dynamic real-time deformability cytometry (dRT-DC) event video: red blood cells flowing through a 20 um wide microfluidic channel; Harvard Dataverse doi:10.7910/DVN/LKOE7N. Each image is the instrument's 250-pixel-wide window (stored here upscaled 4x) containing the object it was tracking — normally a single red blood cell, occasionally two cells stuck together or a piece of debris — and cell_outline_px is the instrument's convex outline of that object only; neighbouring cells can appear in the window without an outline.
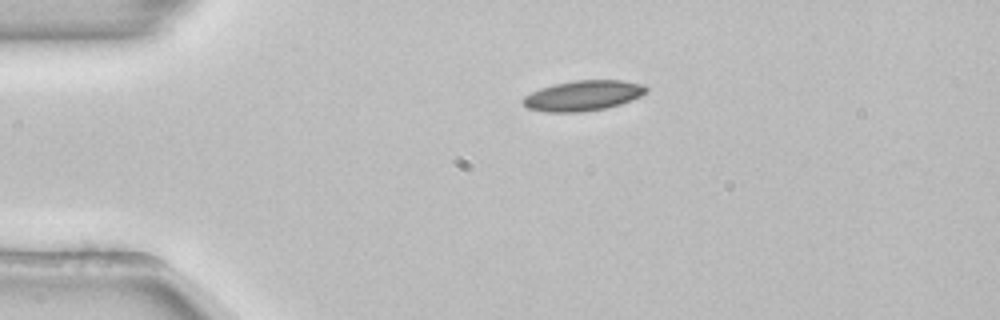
{"species": "common noctule bat (a hibernating species)", "species_latin": "Nyctalus noctula", "temperature_condition": "room temperature", "stored_images_in_passage": 43, "camera_frame_rate_fps": 3000, "um_per_image_px": 0.085, "animal": {"sex": "female", "body_mass_g": 22.7, "forearm_length_mm": 54.2}, "frame": {"image": 1, "passage_image": 1, "time_ms": 0.0, "image_size_px": [1000, 320], "cell_outline_px": [[648, 92], [632, 100], [620, 104], [604, 108], [580, 112], [544, 112], [528, 108], [520, 100], [524, 96], [540, 88], [556, 84], [576, 80], [620, 80], [644, 84], [648, 88]], "centroid_in_image_um": [49.57, 8.12], "position_along_channel_um": 35.4, "area_um2": 21.73}}
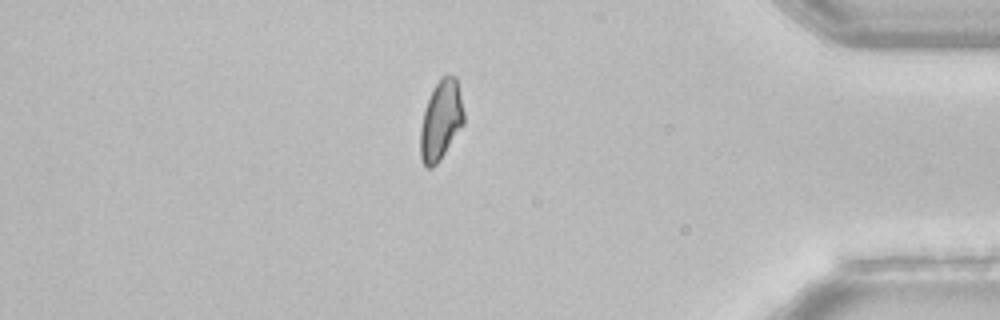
{"frame": {"image": 2, "passage_image": 35, "time_ms": 11.333, "image_size_px": [1000, 320], "cell_outline_px": [[464, 124], [440, 160], [432, 168], [428, 168], [424, 164], [420, 156], [420, 128], [424, 112], [432, 88], [444, 76], [456, 76], [464, 112]], "centroid_in_image_um": [37.48, 10.25], "position_along_channel_um": 397.7, "area_um2": 20.0}}
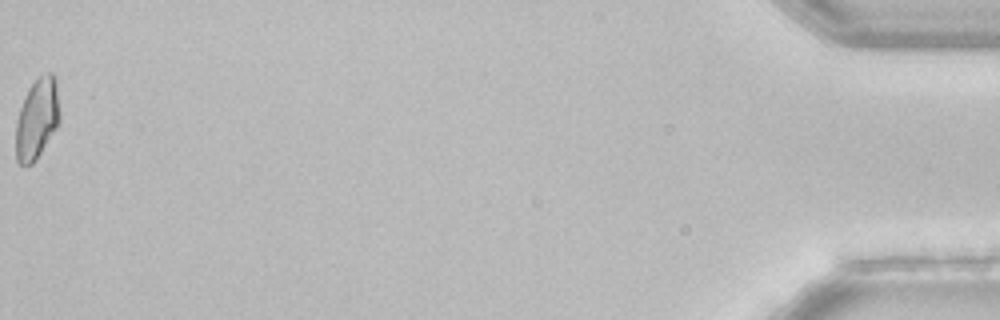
{"frame": {"image": 3, "passage_image": 43, "time_ms": 14.0, "image_size_px": [1000, 320], "cell_outline_px": [[60, 120], [56, 128], [36, 160], [32, 164], [20, 164], [16, 160], [16, 124], [20, 108], [28, 88], [44, 72], [52, 72], [56, 76], [60, 112]], "centroid_in_image_um": [3.17, 10.06], "position_along_channel_um": 432.0, "area_um2": 20.69}, "authors_computed_cell_mechanics": {"area_um2": 20.6346, "velocity_mm_per_s": 3.8703, "shape_relaxation_time_tau1_ms": 4.5922, "shape_relaxation_time_tau2_ms": null, "deformation_change_tau1": 0.1039, "deformation_change_tau2": null}}